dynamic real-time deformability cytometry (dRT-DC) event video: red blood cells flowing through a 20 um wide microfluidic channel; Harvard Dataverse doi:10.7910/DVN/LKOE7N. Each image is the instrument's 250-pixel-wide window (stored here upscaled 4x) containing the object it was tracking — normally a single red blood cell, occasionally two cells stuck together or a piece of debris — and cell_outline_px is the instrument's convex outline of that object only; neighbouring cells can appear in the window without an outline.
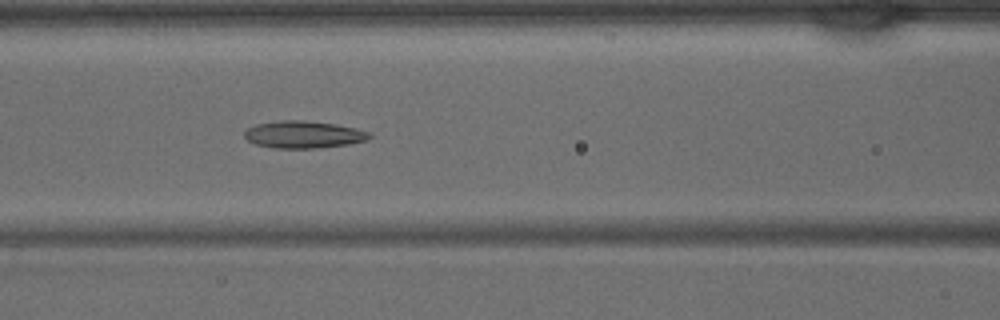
{"species": "common noctule bat (a hibernating species)", "species_latin": "Nyctalus noctula", "temperature_condition": "warm", "stored_images_in_passage": 42, "camera_frame_rate_fps": 3000, "um_per_image_px": 0.085, "animal": {"sex": "male", "body_mass_g": 15.6}, "frame": {"image": 1, "passage_image": 18, "time_ms": 5.667, "image_size_px": [1000, 320], "cell_outline_px": [[372, 136], [368, 140], [348, 144], [320, 148], [272, 148], [256, 144], [248, 140], [244, 136], [244, 132], [248, 128], [256, 124], [280, 120], [304, 120], [336, 124], [356, 128], [372, 132]], "centroid_in_image_um": [25.84, 11.43], "position_along_channel_um": 140.8, "area_um2": 20.0}}
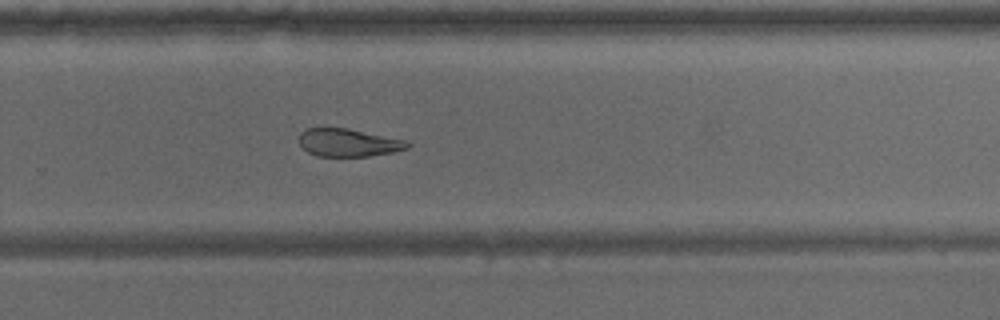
{"frame": {"image": 2, "passage_image": 28, "time_ms": 9.0, "image_size_px": [1000, 320], "cell_outline_px": [[412, 144], [408, 148], [392, 152], [368, 156], [316, 156], [308, 152], [300, 144], [300, 132], [304, 128], [348, 128], [408, 140]], "centroid_in_image_um": [29.64, 12.11], "position_along_channel_um": 300.2, "area_um2": 17.69}}
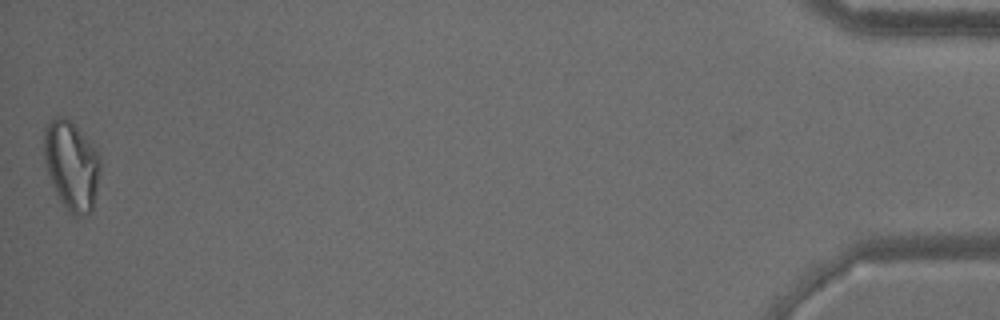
{"frame": {"image": 3, "passage_image": 42, "time_ms": 13.667, "image_size_px": [1000, 320], "cell_outline_px": [[100, 172], [92, 212], [88, 216], [76, 216], [60, 200], [52, 184], [44, 164], [44, 124], [52, 116], [60, 116], [72, 120], [96, 148], [100, 156]], "centroid_in_image_um": [6.08, 14.0], "position_along_channel_um": 429.1, "area_um2": 29.71}}